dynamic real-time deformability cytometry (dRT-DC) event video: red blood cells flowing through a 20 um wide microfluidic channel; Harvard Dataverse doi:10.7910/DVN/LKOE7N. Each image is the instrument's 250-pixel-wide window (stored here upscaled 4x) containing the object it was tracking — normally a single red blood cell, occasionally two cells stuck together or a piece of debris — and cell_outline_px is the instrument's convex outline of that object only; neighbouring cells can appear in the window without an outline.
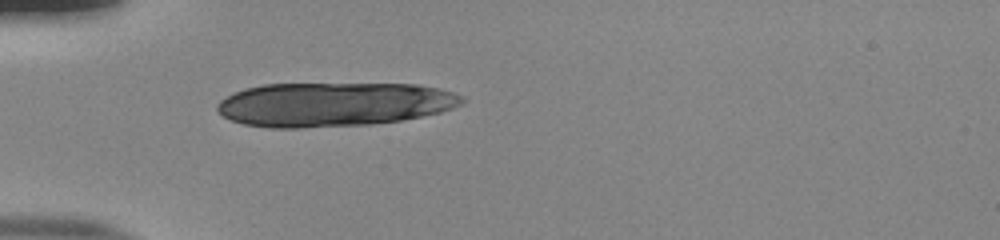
{"species": "human", "species_latin": "Homo sapiens", "temperature_condition": "room temperature", "stored_images_in_passage": 37, "segment_of_instrument_passage": [1, 2], "camera_frame_rate_fps": 3000, "um_per_image_px": 0.085, "donor": {"sex": "male"}, "frame": {"image": 1, "passage_image": 1, "time_ms": 0.0, "image_size_px": [1000, 240], "cell_outline_px": [[464, 100], [460, 104], [452, 108], [440, 112], [400, 120], [372, 124], [300, 128], [268, 128], [244, 124], [232, 120], [224, 116], [216, 108], [216, 104], [220, 100], [244, 88], [264, 84], [416, 84], [440, 88], [464, 96]], "centroid_in_image_um": [28.35, 8.87], "position_along_channel_um": 56.6, "area_um2": 62.89}}